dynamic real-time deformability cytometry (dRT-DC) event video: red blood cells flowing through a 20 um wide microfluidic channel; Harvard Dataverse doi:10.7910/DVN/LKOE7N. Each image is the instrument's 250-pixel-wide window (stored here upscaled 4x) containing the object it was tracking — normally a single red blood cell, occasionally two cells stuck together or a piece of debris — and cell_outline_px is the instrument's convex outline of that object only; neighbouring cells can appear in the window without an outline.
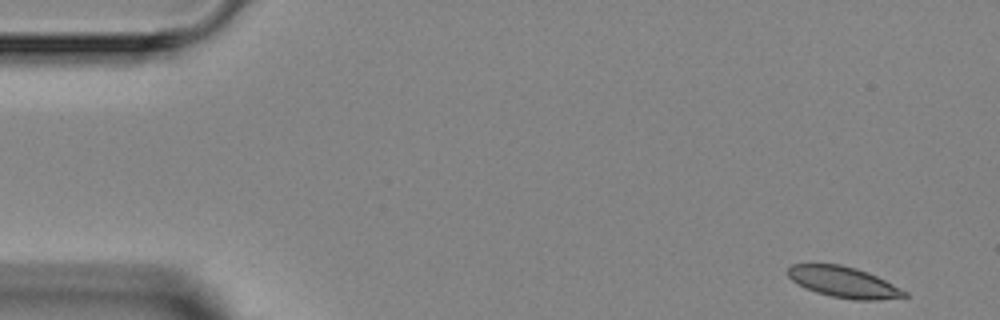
{"species": "Egyptian fruit bat (a non-hibernating species)", "species_latin": "Rousettus aegyptiacus", "temperature_condition": "room temperature", "stored_images_in_passage": 5, "camera_frame_rate_fps": 3000, "um_per_image_px": 0.085, "animal": {"sex": "female"}, "frame": {"image": 1, "passage_image": 1, "time_ms": 0.0, "image_size_px": [1000, 320], "cell_outline_px": [[908, 296], [876, 300], [856, 300], [832, 296], [816, 292], [804, 288], [796, 284], [788, 276], [788, 268], [792, 264], [840, 264], [856, 268], [868, 272], [908, 292]], "centroid_in_image_um": [71.68, 23.98], "position_along_channel_um": 13.3, "area_um2": 20.87}}